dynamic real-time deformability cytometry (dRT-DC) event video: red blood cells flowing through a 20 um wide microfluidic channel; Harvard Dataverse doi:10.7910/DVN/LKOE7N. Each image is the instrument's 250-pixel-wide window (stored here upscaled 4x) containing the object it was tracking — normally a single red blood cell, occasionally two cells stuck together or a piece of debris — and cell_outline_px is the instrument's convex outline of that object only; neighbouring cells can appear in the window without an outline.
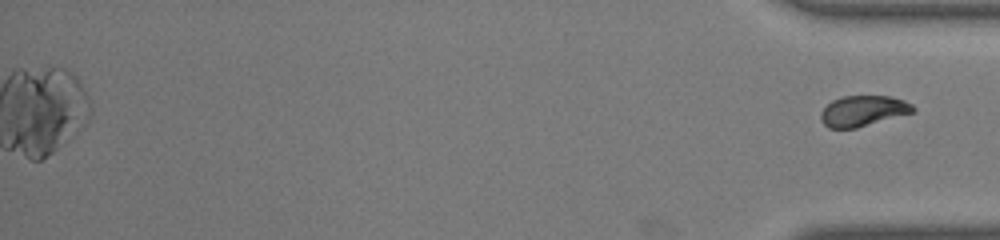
{"species": "common noctule bat (a hibernating species)", "species_latin": "Nyctalus noctula", "temperature_condition": "warm", "stored_images_in_passage": 43, "camera_frame_rate_fps": 3000, "um_per_image_px": 0.085, "animal": {"sex": "male", "body_mass_g": 19.0, "forearm_length_mm": 50.8}, "frame": {"image": 1, "passage_image": 43, "time_ms": 14.0, "image_size_px": [1000, 240], "cell_outline_px": [[916, 112], [856, 128], [828, 128], [820, 120], [820, 112], [832, 100], [844, 96], [892, 96], [904, 100], [912, 104], [916, 108]], "centroid_in_image_um": [73.39, 9.43], "position_along_channel_um": 361.8, "area_um2": 16.65}}